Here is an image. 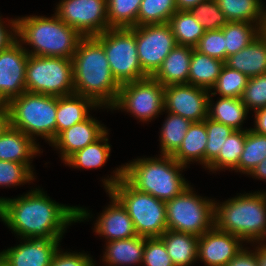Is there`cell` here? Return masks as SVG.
I'll list each match as a JSON object with an SVG mask.
<instances>
[{
  "instance_id": "6da1fadb",
  "label": "cell",
  "mask_w": 266,
  "mask_h": 266,
  "mask_svg": "<svg viewBox=\"0 0 266 266\" xmlns=\"http://www.w3.org/2000/svg\"><path fill=\"white\" fill-rule=\"evenodd\" d=\"M89 217L87 209L56 203L37 188L13 199L0 197V220L21 240L62 239L67 226Z\"/></svg>"
},
{
  "instance_id": "7a4b0ae2",
  "label": "cell",
  "mask_w": 266,
  "mask_h": 266,
  "mask_svg": "<svg viewBox=\"0 0 266 266\" xmlns=\"http://www.w3.org/2000/svg\"><path fill=\"white\" fill-rule=\"evenodd\" d=\"M75 94L110 108L120 84L114 78L103 46L94 37H84L72 57Z\"/></svg>"
},
{
  "instance_id": "3957f363",
  "label": "cell",
  "mask_w": 266,
  "mask_h": 266,
  "mask_svg": "<svg viewBox=\"0 0 266 266\" xmlns=\"http://www.w3.org/2000/svg\"><path fill=\"white\" fill-rule=\"evenodd\" d=\"M17 20V39L32 56L63 57L72 59L80 41L84 38L68 26L56 14L52 17L25 16Z\"/></svg>"
},
{
  "instance_id": "277c9868",
  "label": "cell",
  "mask_w": 266,
  "mask_h": 266,
  "mask_svg": "<svg viewBox=\"0 0 266 266\" xmlns=\"http://www.w3.org/2000/svg\"><path fill=\"white\" fill-rule=\"evenodd\" d=\"M257 192V193H256ZM239 194L214 203V226L246 243L266 241V192Z\"/></svg>"
},
{
  "instance_id": "5b68a950",
  "label": "cell",
  "mask_w": 266,
  "mask_h": 266,
  "mask_svg": "<svg viewBox=\"0 0 266 266\" xmlns=\"http://www.w3.org/2000/svg\"><path fill=\"white\" fill-rule=\"evenodd\" d=\"M104 178L106 191L112 193L125 207L133 221L137 235L153 238L167 231L166 204L156 197L138 191L123 177V166Z\"/></svg>"
},
{
  "instance_id": "8992f818",
  "label": "cell",
  "mask_w": 266,
  "mask_h": 266,
  "mask_svg": "<svg viewBox=\"0 0 266 266\" xmlns=\"http://www.w3.org/2000/svg\"><path fill=\"white\" fill-rule=\"evenodd\" d=\"M160 156L137 158L123 164V177L138 191L166 202L180 195L190 185L180 173L186 166L172 156Z\"/></svg>"
},
{
  "instance_id": "52a82bcc",
  "label": "cell",
  "mask_w": 266,
  "mask_h": 266,
  "mask_svg": "<svg viewBox=\"0 0 266 266\" xmlns=\"http://www.w3.org/2000/svg\"><path fill=\"white\" fill-rule=\"evenodd\" d=\"M7 106L10 126L21 130L34 141L44 138L50 144L56 137L57 96L25 91L12 98Z\"/></svg>"
},
{
  "instance_id": "ba28073f",
  "label": "cell",
  "mask_w": 266,
  "mask_h": 266,
  "mask_svg": "<svg viewBox=\"0 0 266 266\" xmlns=\"http://www.w3.org/2000/svg\"><path fill=\"white\" fill-rule=\"evenodd\" d=\"M25 85L31 93L57 97L74 94L72 59L29 55Z\"/></svg>"
},
{
  "instance_id": "9c48e42d",
  "label": "cell",
  "mask_w": 266,
  "mask_h": 266,
  "mask_svg": "<svg viewBox=\"0 0 266 266\" xmlns=\"http://www.w3.org/2000/svg\"><path fill=\"white\" fill-rule=\"evenodd\" d=\"M193 192L190 185L180 195L165 202L167 230L200 237L214 226L215 200Z\"/></svg>"
},
{
  "instance_id": "30bf717a",
  "label": "cell",
  "mask_w": 266,
  "mask_h": 266,
  "mask_svg": "<svg viewBox=\"0 0 266 266\" xmlns=\"http://www.w3.org/2000/svg\"><path fill=\"white\" fill-rule=\"evenodd\" d=\"M94 38L103 46L111 72L120 85L148 77L142 70L135 33L130 28H109Z\"/></svg>"
},
{
  "instance_id": "8fae6325",
  "label": "cell",
  "mask_w": 266,
  "mask_h": 266,
  "mask_svg": "<svg viewBox=\"0 0 266 266\" xmlns=\"http://www.w3.org/2000/svg\"><path fill=\"white\" fill-rule=\"evenodd\" d=\"M164 88L152 76L122 84L110 109L124 110L141 122H148L164 111Z\"/></svg>"
},
{
  "instance_id": "7c38bea8",
  "label": "cell",
  "mask_w": 266,
  "mask_h": 266,
  "mask_svg": "<svg viewBox=\"0 0 266 266\" xmlns=\"http://www.w3.org/2000/svg\"><path fill=\"white\" fill-rule=\"evenodd\" d=\"M55 14L83 37H95L108 30L107 0H61Z\"/></svg>"
},
{
  "instance_id": "4fadbf2b",
  "label": "cell",
  "mask_w": 266,
  "mask_h": 266,
  "mask_svg": "<svg viewBox=\"0 0 266 266\" xmlns=\"http://www.w3.org/2000/svg\"><path fill=\"white\" fill-rule=\"evenodd\" d=\"M135 33L138 58L142 70L152 76L165 57L177 45L168 23L147 24L130 28Z\"/></svg>"
},
{
  "instance_id": "5bb4252c",
  "label": "cell",
  "mask_w": 266,
  "mask_h": 266,
  "mask_svg": "<svg viewBox=\"0 0 266 266\" xmlns=\"http://www.w3.org/2000/svg\"><path fill=\"white\" fill-rule=\"evenodd\" d=\"M209 91L191 84L168 85L164 88V112L177 114L192 122L208 117Z\"/></svg>"
},
{
  "instance_id": "9a60e30c",
  "label": "cell",
  "mask_w": 266,
  "mask_h": 266,
  "mask_svg": "<svg viewBox=\"0 0 266 266\" xmlns=\"http://www.w3.org/2000/svg\"><path fill=\"white\" fill-rule=\"evenodd\" d=\"M28 57L29 54L18 40L0 51V103H8L26 91Z\"/></svg>"
},
{
  "instance_id": "2e32d148",
  "label": "cell",
  "mask_w": 266,
  "mask_h": 266,
  "mask_svg": "<svg viewBox=\"0 0 266 266\" xmlns=\"http://www.w3.org/2000/svg\"><path fill=\"white\" fill-rule=\"evenodd\" d=\"M243 240L213 226L198 240L197 260L207 266H226L243 248Z\"/></svg>"
},
{
  "instance_id": "e0dca14e",
  "label": "cell",
  "mask_w": 266,
  "mask_h": 266,
  "mask_svg": "<svg viewBox=\"0 0 266 266\" xmlns=\"http://www.w3.org/2000/svg\"><path fill=\"white\" fill-rule=\"evenodd\" d=\"M60 242L61 239L23 238L20 244L0 254L9 266H49Z\"/></svg>"
},
{
  "instance_id": "ac0fdd59",
  "label": "cell",
  "mask_w": 266,
  "mask_h": 266,
  "mask_svg": "<svg viewBox=\"0 0 266 266\" xmlns=\"http://www.w3.org/2000/svg\"><path fill=\"white\" fill-rule=\"evenodd\" d=\"M107 131L106 127L92 116L59 133L50 143L60 150L64 162L76 151L85 148Z\"/></svg>"
},
{
  "instance_id": "d6986e66",
  "label": "cell",
  "mask_w": 266,
  "mask_h": 266,
  "mask_svg": "<svg viewBox=\"0 0 266 266\" xmlns=\"http://www.w3.org/2000/svg\"><path fill=\"white\" fill-rule=\"evenodd\" d=\"M106 192L111 202L97 218L93 228L95 234L105 237L106 242L137 236L133 221L125 207L112 193Z\"/></svg>"
},
{
  "instance_id": "ffe728a7",
  "label": "cell",
  "mask_w": 266,
  "mask_h": 266,
  "mask_svg": "<svg viewBox=\"0 0 266 266\" xmlns=\"http://www.w3.org/2000/svg\"><path fill=\"white\" fill-rule=\"evenodd\" d=\"M36 142L21 130L9 126L0 135V160L23 163L33 169L31 159L41 152Z\"/></svg>"
},
{
  "instance_id": "44dd1931",
  "label": "cell",
  "mask_w": 266,
  "mask_h": 266,
  "mask_svg": "<svg viewBox=\"0 0 266 266\" xmlns=\"http://www.w3.org/2000/svg\"><path fill=\"white\" fill-rule=\"evenodd\" d=\"M225 64L248 78L266 73V30L248 46L227 57Z\"/></svg>"
},
{
  "instance_id": "7402d4cb",
  "label": "cell",
  "mask_w": 266,
  "mask_h": 266,
  "mask_svg": "<svg viewBox=\"0 0 266 266\" xmlns=\"http://www.w3.org/2000/svg\"><path fill=\"white\" fill-rule=\"evenodd\" d=\"M193 47L176 45L152 75L164 87L188 83Z\"/></svg>"
},
{
  "instance_id": "603a6c76",
  "label": "cell",
  "mask_w": 266,
  "mask_h": 266,
  "mask_svg": "<svg viewBox=\"0 0 266 266\" xmlns=\"http://www.w3.org/2000/svg\"><path fill=\"white\" fill-rule=\"evenodd\" d=\"M90 108L99 106L90 98L78 94L57 97L56 136L71 126L86 120Z\"/></svg>"
},
{
  "instance_id": "cb8c5ba5",
  "label": "cell",
  "mask_w": 266,
  "mask_h": 266,
  "mask_svg": "<svg viewBox=\"0 0 266 266\" xmlns=\"http://www.w3.org/2000/svg\"><path fill=\"white\" fill-rule=\"evenodd\" d=\"M146 239L147 237L137 235L133 238L107 242L102 259L104 264H108V266H135L143 263Z\"/></svg>"
},
{
  "instance_id": "d4e9b609",
  "label": "cell",
  "mask_w": 266,
  "mask_h": 266,
  "mask_svg": "<svg viewBox=\"0 0 266 266\" xmlns=\"http://www.w3.org/2000/svg\"><path fill=\"white\" fill-rule=\"evenodd\" d=\"M160 238L174 266H191L197 261L198 236L167 230Z\"/></svg>"
},
{
  "instance_id": "484cf974",
  "label": "cell",
  "mask_w": 266,
  "mask_h": 266,
  "mask_svg": "<svg viewBox=\"0 0 266 266\" xmlns=\"http://www.w3.org/2000/svg\"><path fill=\"white\" fill-rule=\"evenodd\" d=\"M229 22H250L266 29V9L262 0H216ZM265 9V10H264Z\"/></svg>"
},
{
  "instance_id": "4316f807",
  "label": "cell",
  "mask_w": 266,
  "mask_h": 266,
  "mask_svg": "<svg viewBox=\"0 0 266 266\" xmlns=\"http://www.w3.org/2000/svg\"><path fill=\"white\" fill-rule=\"evenodd\" d=\"M207 131L205 122H192L181 146L172 156L178 163L187 167L190 162H197L205 166V148Z\"/></svg>"
},
{
  "instance_id": "83f0119b",
  "label": "cell",
  "mask_w": 266,
  "mask_h": 266,
  "mask_svg": "<svg viewBox=\"0 0 266 266\" xmlns=\"http://www.w3.org/2000/svg\"><path fill=\"white\" fill-rule=\"evenodd\" d=\"M211 99L212 97L209 95V119L230 126L234 130H248L242 128L249 110L243 104L241 98L220 97L216 103H212L214 101Z\"/></svg>"
},
{
  "instance_id": "f1b7e54d",
  "label": "cell",
  "mask_w": 266,
  "mask_h": 266,
  "mask_svg": "<svg viewBox=\"0 0 266 266\" xmlns=\"http://www.w3.org/2000/svg\"><path fill=\"white\" fill-rule=\"evenodd\" d=\"M224 65L225 62L193 49L188 84L210 91L218 79Z\"/></svg>"
},
{
  "instance_id": "f546056e",
  "label": "cell",
  "mask_w": 266,
  "mask_h": 266,
  "mask_svg": "<svg viewBox=\"0 0 266 266\" xmlns=\"http://www.w3.org/2000/svg\"><path fill=\"white\" fill-rule=\"evenodd\" d=\"M108 130L96 141L76 151L64 163L72 168L98 169L108 161L111 145L108 143Z\"/></svg>"
},
{
  "instance_id": "4dcf8cb0",
  "label": "cell",
  "mask_w": 266,
  "mask_h": 266,
  "mask_svg": "<svg viewBox=\"0 0 266 266\" xmlns=\"http://www.w3.org/2000/svg\"><path fill=\"white\" fill-rule=\"evenodd\" d=\"M168 24L177 45L195 47L205 33L203 26L190 11L177 10L169 19Z\"/></svg>"
},
{
  "instance_id": "1f68e13d",
  "label": "cell",
  "mask_w": 266,
  "mask_h": 266,
  "mask_svg": "<svg viewBox=\"0 0 266 266\" xmlns=\"http://www.w3.org/2000/svg\"><path fill=\"white\" fill-rule=\"evenodd\" d=\"M168 113L160 130L161 155L173 156L181 146L192 121L177 114Z\"/></svg>"
},
{
  "instance_id": "d6a6232c",
  "label": "cell",
  "mask_w": 266,
  "mask_h": 266,
  "mask_svg": "<svg viewBox=\"0 0 266 266\" xmlns=\"http://www.w3.org/2000/svg\"><path fill=\"white\" fill-rule=\"evenodd\" d=\"M222 31L225 36L226 60L227 57L248 46L263 32L255 23L238 21L228 22Z\"/></svg>"
},
{
  "instance_id": "836d02e7",
  "label": "cell",
  "mask_w": 266,
  "mask_h": 266,
  "mask_svg": "<svg viewBox=\"0 0 266 266\" xmlns=\"http://www.w3.org/2000/svg\"><path fill=\"white\" fill-rule=\"evenodd\" d=\"M266 158V135L255 133L251 129L246 130L245 144L239 163L234 169L249 175L252 170Z\"/></svg>"
},
{
  "instance_id": "e575fe53",
  "label": "cell",
  "mask_w": 266,
  "mask_h": 266,
  "mask_svg": "<svg viewBox=\"0 0 266 266\" xmlns=\"http://www.w3.org/2000/svg\"><path fill=\"white\" fill-rule=\"evenodd\" d=\"M245 138L246 130H234L231 135L227 137L217 158L207 167V170L215 172L221 169H224V171L225 169L234 170L243 152Z\"/></svg>"
},
{
  "instance_id": "d590c367",
  "label": "cell",
  "mask_w": 266,
  "mask_h": 266,
  "mask_svg": "<svg viewBox=\"0 0 266 266\" xmlns=\"http://www.w3.org/2000/svg\"><path fill=\"white\" fill-rule=\"evenodd\" d=\"M142 0H107V16L110 28L137 26V16Z\"/></svg>"
},
{
  "instance_id": "8d00e7d4",
  "label": "cell",
  "mask_w": 266,
  "mask_h": 266,
  "mask_svg": "<svg viewBox=\"0 0 266 266\" xmlns=\"http://www.w3.org/2000/svg\"><path fill=\"white\" fill-rule=\"evenodd\" d=\"M248 77L239 71L228 67L226 64L222 67L221 73L212 86L209 95L229 98H241L245 87L247 86ZM212 89L214 90L212 92Z\"/></svg>"
},
{
  "instance_id": "74e56055",
  "label": "cell",
  "mask_w": 266,
  "mask_h": 266,
  "mask_svg": "<svg viewBox=\"0 0 266 266\" xmlns=\"http://www.w3.org/2000/svg\"><path fill=\"white\" fill-rule=\"evenodd\" d=\"M176 11L175 0H142L137 16V26L168 23Z\"/></svg>"
},
{
  "instance_id": "f35d334b",
  "label": "cell",
  "mask_w": 266,
  "mask_h": 266,
  "mask_svg": "<svg viewBox=\"0 0 266 266\" xmlns=\"http://www.w3.org/2000/svg\"><path fill=\"white\" fill-rule=\"evenodd\" d=\"M207 131V143L205 148V168H207L218 156L225 144L227 137L234 129L222 123L215 122L208 117L204 119Z\"/></svg>"
},
{
  "instance_id": "ab89813d",
  "label": "cell",
  "mask_w": 266,
  "mask_h": 266,
  "mask_svg": "<svg viewBox=\"0 0 266 266\" xmlns=\"http://www.w3.org/2000/svg\"><path fill=\"white\" fill-rule=\"evenodd\" d=\"M190 12L203 26L205 31L222 29L229 21L220 10L216 0L200 2Z\"/></svg>"
},
{
  "instance_id": "60d3db41",
  "label": "cell",
  "mask_w": 266,
  "mask_h": 266,
  "mask_svg": "<svg viewBox=\"0 0 266 266\" xmlns=\"http://www.w3.org/2000/svg\"><path fill=\"white\" fill-rule=\"evenodd\" d=\"M34 179L33 170L28 165L0 160V186H19Z\"/></svg>"
},
{
  "instance_id": "b9f144b4",
  "label": "cell",
  "mask_w": 266,
  "mask_h": 266,
  "mask_svg": "<svg viewBox=\"0 0 266 266\" xmlns=\"http://www.w3.org/2000/svg\"><path fill=\"white\" fill-rule=\"evenodd\" d=\"M241 100L254 112L266 107V73L248 79Z\"/></svg>"
},
{
  "instance_id": "7bdbcfd3",
  "label": "cell",
  "mask_w": 266,
  "mask_h": 266,
  "mask_svg": "<svg viewBox=\"0 0 266 266\" xmlns=\"http://www.w3.org/2000/svg\"><path fill=\"white\" fill-rule=\"evenodd\" d=\"M194 49L202 54L225 62L226 47L222 29L205 31Z\"/></svg>"
},
{
  "instance_id": "ee69618b",
  "label": "cell",
  "mask_w": 266,
  "mask_h": 266,
  "mask_svg": "<svg viewBox=\"0 0 266 266\" xmlns=\"http://www.w3.org/2000/svg\"><path fill=\"white\" fill-rule=\"evenodd\" d=\"M143 264L145 266H174L160 237L146 239Z\"/></svg>"
},
{
  "instance_id": "f6af8a7d",
  "label": "cell",
  "mask_w": 266,
  "mask_h": 266,
  "mask_svg": "<svg viewBox=\"0 0 266 266\" xmlns=\"http://www.w3.org/2000/svg\"><path fill=\"white\" fill-rule=\"evenodd\" d=\"M92 260L87 253L63 252L58 249L49 266H94L95 262Z\"/></svg>"
},
{
  "instance_id": "bcb514c9",
  "label": "cell",
  "mask_w": 266,
  "mask_h": 266,
  "mask_svg": "<svg viewBox=\"0 0 266 266\" xmlns=\"http://www.w3.org/2000/svg\"><path fill=\"white\" fill-rule=\"evenodd\" d=\"M6 23L0 17V51L7 49L11 44H13L17 38V20L10 19L7 26ZM9 28V29H8ZM11 30V31H10Z\"/></svg>"
},
{
  "instance_id": "7dc6e473",
  "label": "cell",
  "mask_w": 266,
  "mask_h": 266,
  "mask_svg": "<svg viewBox=\"0 0 266 266\" xmlns=\"http://www.w3.org/2000/svg\"><path fill=\"white\" fill-rule=\"evenodd\" d=\"M254 250L244 247L226 266H258L257 246ZM253 251V252H252Z\"/></svg>"
},
{
  "instance_id": "c3c4849f",
  "label": "cell",
  "mask_w": 266,
  "mask_h": 266,
  "mask_svg": "<svg viewBox=\"0 0 266 266\" xmlns=\"http://www.w3.org/2000/svg\"><path fill=\"white\" fill-rule=\"evenodd\" d=\"M254 128H250L255 133L266 135V107L254 112Z\"/></svg>"
},
{
  "instance_id": "681fc988",
  "label": "cell",
  "mask_w": 266,
  "mask_h": 266,
  "mask_svg": "<svg viewBox=\"0 0 266 266\" xmlns=\"http://www.w3.org/2000/svg\"><path fill=\"white\" fill-rule=\"evenodd\" d=\"M10 126V112L7 103H0V135Z\"/></svg>"
},
{
  "instance_id": "f907efd6",
  "label": "cell",
  "mask_w": 266,
  "mask_h": 266,
  "mask_svg": "<svg viewBox=\"0 0 266 266\" xmlns=\"http://www.w3.org/2000/svg\"><path fill=\"white\" fill-rule=\"evenodd\" d=\"M176 8L179 11H190L192 8L197 6L200 2L206 0H175Z\"/></svg>"
},
{
  "instance_id": "816d5d0a",
  "label": "cell",
  "mask_w": 266,
  "mask_h": 266,
  "mask_svg": "<svg viewBox=\"0 0 266 266\" xmlns=\"http://www.w3.org/2000/svg\"><path fill=\"white\" fill-rule=\"evenodd\" d=\"M252 178L266 180V158L259 163L249 174Z\"/></svg>"
},
{
  "instance_id": "f5cc1de1",
  "label": "cell",
  "mask_w": 266,
  "mask_h": 266,
  "mask_svg": "<svg viewBox=\"0 0 266 266\" xmlns=\"http://www.w3.org/2000/svg\"><path fill=\"white\" fill-rule=\"evenodd\" d=\"M258 244L260 245H257L258 266H266V243L259 242Z\"/></svg>"
},
{
  "instance_id": "db71d44e",
  "label": "cell",
  "mask_w": 266,
  "mask_h": 266,
  "mask_svg": "<svg viewBox=\"0 0 266 266\" xmlns=\"http://www.w3.org/2000/svg\"><path fill=\"white\" fill-rule=\"evenodd\" d=\"M0 266H9L7 261L3 258V256L0 254Z\"/></svg>"
}]
</instances>
